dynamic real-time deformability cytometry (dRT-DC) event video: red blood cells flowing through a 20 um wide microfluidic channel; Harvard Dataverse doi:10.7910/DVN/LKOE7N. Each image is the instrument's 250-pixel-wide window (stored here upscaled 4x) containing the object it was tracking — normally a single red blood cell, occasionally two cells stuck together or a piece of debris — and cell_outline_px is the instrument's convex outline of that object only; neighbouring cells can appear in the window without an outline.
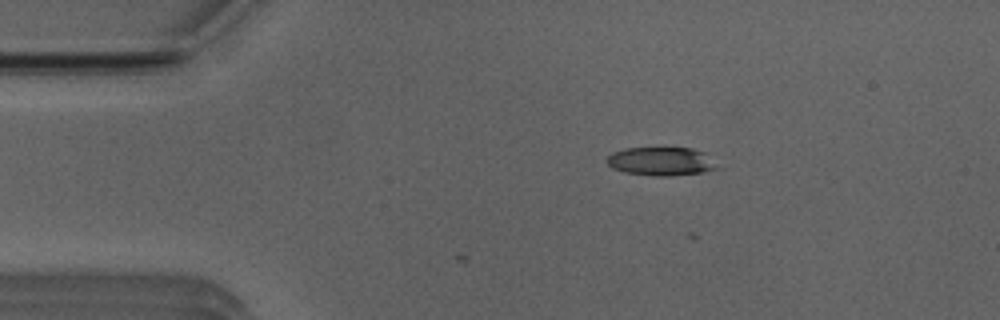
{"species": "Egyptian fruit bat (a non-hibernating species)", "species_latin": "Rousettus aegyptiacus", "temperature_condition": "room temperature", "stored_images_in_passage": 8, "camera_frame_rate_fps": 3000, "um_per_image_px": 0.085, "animal": {"sex": "male"}, "frame": {"image": 1, "passage_image": 8, "time_ms": 2.333, "image_size_px": [1000, 320], "cell_outline_px": [[720, 168], [704, 172], [668, 176], [656, 176], [624, 172], [612, 168], [604, 160], [612, 152], [624, 148], [660, 144], [664, 144], [692, 148], [704, 152]], "centroid_in_image_um": [56.16, 13.65], "position_along_channel_um": 28.8, "area_um2": 19.42}}